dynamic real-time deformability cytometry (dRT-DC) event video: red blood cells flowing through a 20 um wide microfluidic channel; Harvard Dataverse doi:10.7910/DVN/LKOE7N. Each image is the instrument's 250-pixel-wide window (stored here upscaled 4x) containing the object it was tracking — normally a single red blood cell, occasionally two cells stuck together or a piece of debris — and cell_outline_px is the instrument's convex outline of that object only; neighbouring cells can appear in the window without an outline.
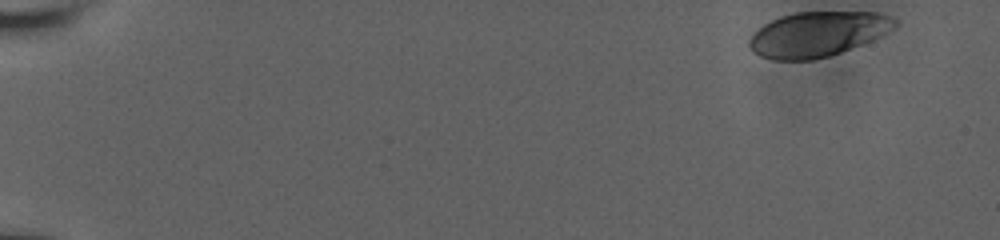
{"species": "human", "species_latin": "Homo sapiens", "temperature_condition": "room temperature", "stored_images_in_passage": 47, "camera_frame_rate_fps": 3000, "um_per_image_px": 0.085, "donor": {"sex": "male"}, "frame": {"image": 1, "passage_image": 1, "time_ms": 0.0, "image_size_px": [1000, 240], "cell_outline_px": [[900, 24], [860, 44], [840, 52], [828, 56], [812, 60], [772, 60], [760, 56], [752, 52], [748, 48], [748, 40], [764, 24], [780, 16], [796, 12], [876, 12], [892, 16], [900, 20]], "centroid_in_image_um": [69.46, 2.89], "position_along_channel_um": 15.5, "area_um2": 37.86}}
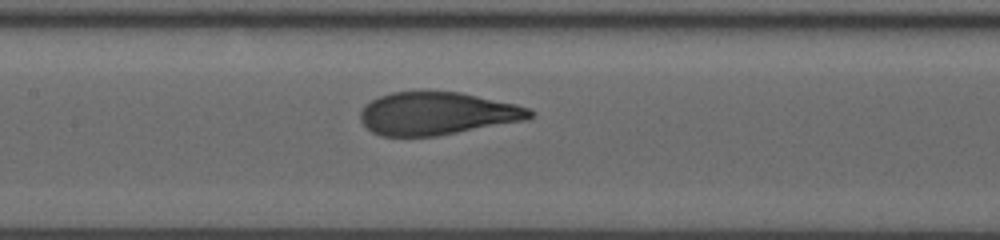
{"frame": {"image": 2, "passage_image": 27, "time_ms": 8.667, "image_size_px": [1000, 240], "cell_outline_px": [[536, 112], [528, 120], [436, 136], [380, 136], [372, 132], [360, 120], [360, 112], [364, 104], [380, 96], [392, 92], [420, 88], [460, 92], [516, 104], [528, 108]], "centroid_in_image_um": [37.14, 9.61], "position_along_channel_um": 170.3, "area_um2": 43.23}}
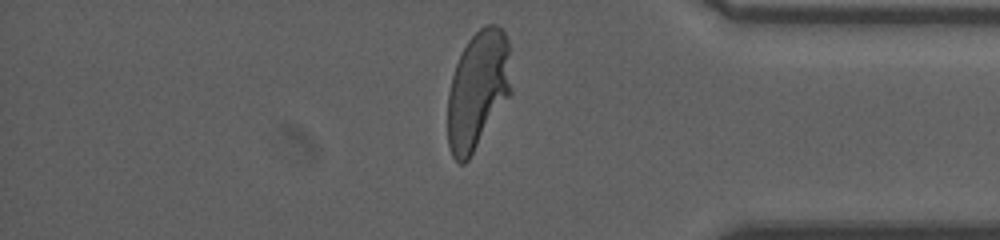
{"frame": {"image": 3, "passage_image": 46, "time_ms": 15.0, "image_size_px": [1000, 240], "cell_outline_px": [[512, 92], [468, 160], [464, 164], [460, 164], [452, 156], [448, 144], [448, 92], [452, 76], [456, 64], [468, 40], [484, 24], [496, 24], [504, 32], [508, 40]], "centroid_in_image_um": [40.62, 7.64], "position_along_channel_um": 394.6, "area_um2": 43.75}, "authors_computed_cell_mechanics": {"area_um2": 43.1188, "velocity_mm_per_s": 3.7882, "shape_relaxation_time_tau1_ms": 6.6252, "shape_relaxation_time_tau2_ms": null, "deformation_change_tau1": 0.2538, "deformation_change_tau2": null}}